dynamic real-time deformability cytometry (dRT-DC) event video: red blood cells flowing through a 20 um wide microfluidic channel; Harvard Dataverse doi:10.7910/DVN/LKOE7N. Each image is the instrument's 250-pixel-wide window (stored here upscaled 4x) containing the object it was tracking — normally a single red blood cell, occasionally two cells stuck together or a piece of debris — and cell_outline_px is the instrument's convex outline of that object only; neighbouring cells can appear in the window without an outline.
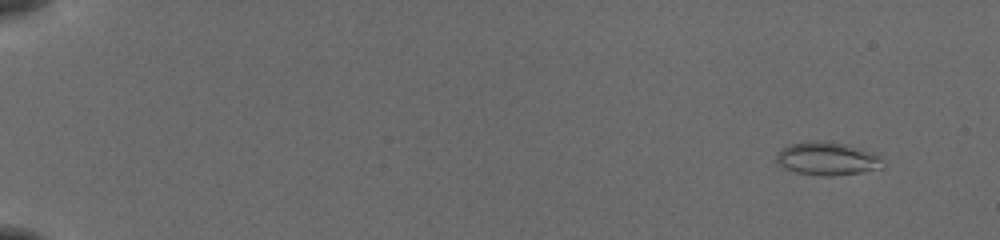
{"species": "common noctule bat (a hibernating species)", "species_latin": "Nyctalus noctula", "temperature_condition": "cold", "stored_images_in_passage": 53, "camera_frame_rate_fps": 3000, "um_per_image_px": 0.085, "animal": {"sex": "female", "body_mass_g": 19.5, "forearm_length_mm": 54.1}, "frame": {"image": 1, "passage_image": 3, "time_ms": 0.667, "image_size_px": [1000, 240], "cell_outline_px": [[884, 168], [860, 172], [832, 176], [828, 176], [796, 172], [784, 168], [776, 164], [776, 152], [792, 144], [812, 140], [816, 140], [840, 144], [872, 152], [880, 156]], "centroid_in_image_um": [70.28, 13.5], "position_along_channel_um": 14.7, "area_um2": 20.23}}
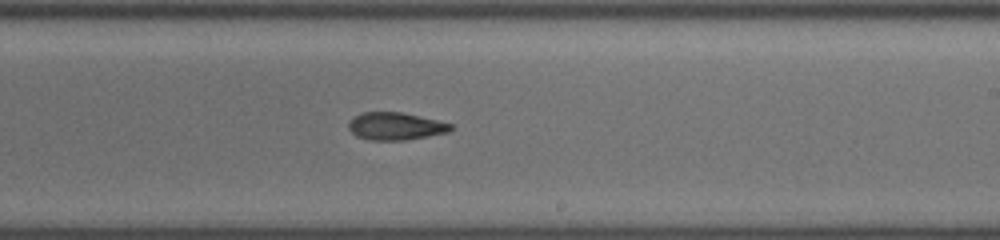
{"frame": {"image": 2, "passage_image": 34, "time_ms": 11.0, "image_size_px": [1000, 240], "cell_outline_px": [[452, 128], [448, 132], [408, 140], [368, 140], [356, 136], [348, 128], [348, 120], [352, 116], [364, 112], [400, 112], [436, 120], [452, 124]], "centroid_in_image_um": [33.56, 10.73], "position_along_channel_um": 255.4, "area_um2": 16.42}}
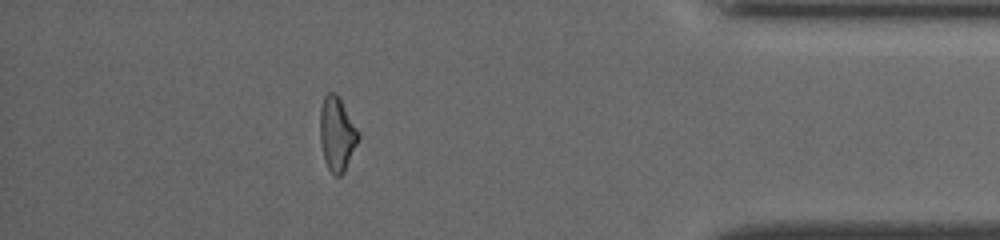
{"frame": {"image": 3, "passage_image": 48, "time_ms": 15.667, "image_size_px": [1000, 240], "cell_outline_px": [[360, 136], [344, 172], [340, 176], [336, 176], [328, 168], [324, 160], [320, 140], [320, 108], [324, 96], [328, 92], [332, 92], [340, 100], [360, 132]], "centroid_in_image_um": [28.63, 11.4], "position_along_channel_um": 406.6, "area_um2": 16.3}, "authors_computed_cell_mechanics": {"area_um2": 17.3978, "velocity_mm_per_s": 3.9182, "shape_relaxation_time_tau1_ms": 4.906, "shape_relaxation_time_tau2_ms": 4.5128, "deformation_change_tau1": 0.1419, "deformation_change_tau2": 0.1303}}